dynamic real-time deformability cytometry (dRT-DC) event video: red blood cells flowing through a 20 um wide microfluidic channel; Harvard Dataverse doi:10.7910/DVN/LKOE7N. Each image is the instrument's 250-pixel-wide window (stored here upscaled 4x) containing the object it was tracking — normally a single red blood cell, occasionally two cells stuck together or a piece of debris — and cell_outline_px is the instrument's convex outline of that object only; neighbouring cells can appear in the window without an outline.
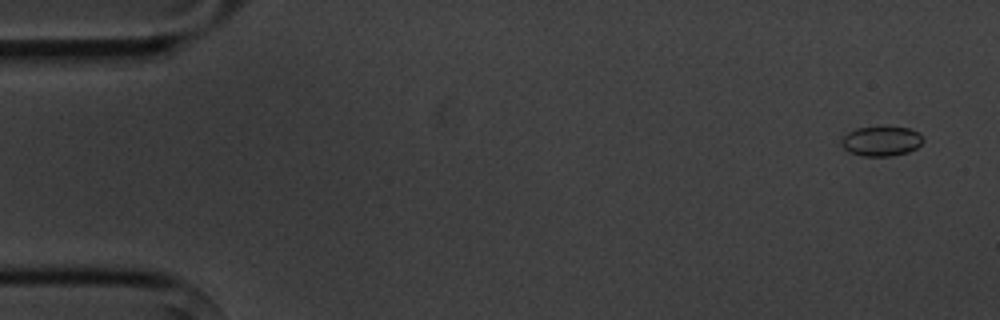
{"species": "common noctule bat (a hibernating species)", "species_latin": "Nyctalus noctula", "temperature_condition": "cold", "stored_images_in_passage": 8, "camera_frame_rate_fps": 3000, "um_per_image_px": 0.085, "animal": {"sex": "male", "body_mass_g": 20.1, "forearm_length_mm": 53.5}, "frame": {"image": 1, "passage_image": 1, "time_ms": 0.0, "image_size_px": [1000, 320], "cell_outline_px": [[924, 140], [916, 148], [908, 152], [888, 156], [864, 156], [848, 152], [840, 144], [840, 140], [848, 132], [856, 128], [908, 128], [916, 132]], "centroid_in_image_um": [74.86, 12.02], "position_along_channel_um": 10.1, "area_um2": 13.81}}
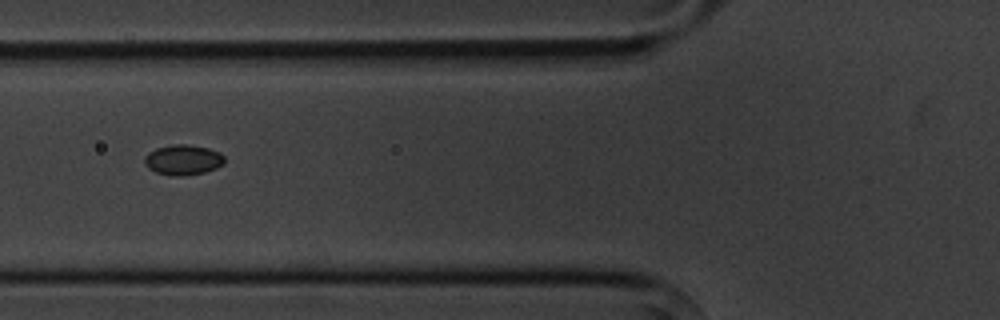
{"frame": {"image": 2, "passage_image": 6, "time_ms": 6.0, "image_size_px": [1000, 320], "cell_outline_px": [[224, 164], [216, 168], [204, 172], [180, 176], [172, 176], [156, 172], [148, 168], [144, 164], [144, 156], [148, 152], [156, 148], [172, 144], [188, 144], [208, 148], [220, 152], [224, 156]], "centroid_in_image_um": [15.54, 13.58], "position_along_channel_um": 110.3, "area_um2": 14.22}}
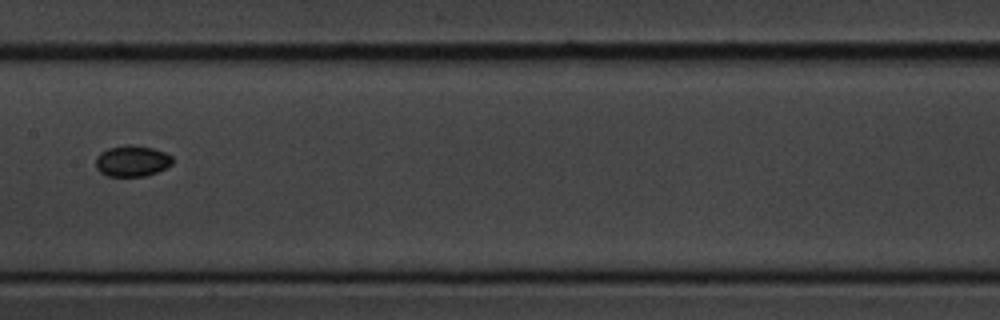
{"frame": {"image": 3, "passage_image": 8, "time_ms": 8.333, "image_size_px": [1000, 320], "cell_outline_px": [[172, 164], [156, 172], [144, 176], [108, 176], [100, 172], [96, 168], [96, 156], [100, 152], [108, 148], [128, 144], [132, 144], [152, 148], [164, 152], [172, 156]], "centroid_in_image_um": [11.2, 13.67], "position_along_channel_um": 196.2, "area_um2": 13.87}}